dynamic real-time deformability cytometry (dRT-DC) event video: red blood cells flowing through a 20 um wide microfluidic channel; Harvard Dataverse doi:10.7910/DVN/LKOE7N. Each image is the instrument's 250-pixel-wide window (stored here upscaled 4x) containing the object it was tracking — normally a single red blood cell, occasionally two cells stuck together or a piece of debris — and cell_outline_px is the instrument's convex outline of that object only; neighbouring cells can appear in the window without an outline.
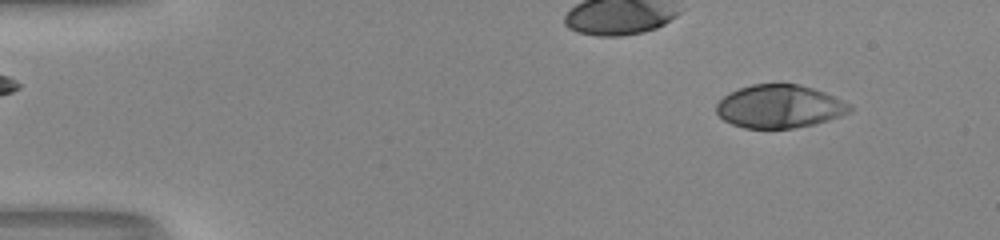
{"species": "human", "species_latin": "Homo sapiens", "temperature_condition": "room temperature", "stored_images_in_passage": 52, "camera_frame_rate_fps": 3000, "um_per_image_px": 0.085, "donor": {"sex": "male"}, "frame": {"image": 1, "passage_image": 5, "time_ms": 1.333, "image_size_px": [1000, 240], "cell_outline_px": [[852, 112], [816, 124], [792, 128], [744, 128], [732, 124], [724, 120], [716, 112], [716, 104], [724, 96], [740, 88], [752, 84], [800, 84], [824, 92], [852, 104]], "centroid_in_image_um": [66.28, 9.05], "position_along_channel_um": 18.7, "area_um2": 33.52}}
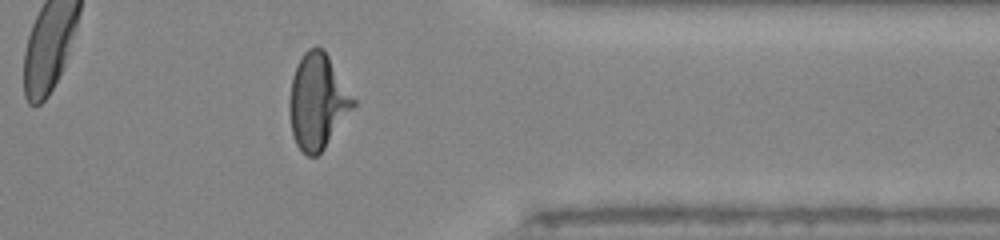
{"frame": {"image": 2, "passage_image": 42, "time_ms": 13.667, "image_size_px": [1000, 240], "cell_outline_px": [[356, 104], [324, 148], [316, 156], [308, 156], [296, 144], [292, 136], [288, 108], [288, 104], [292, 76], [296, 64], [304, 52], [308, 48], [316, 44], [324, 48], [356, 100]], "centroid_in_image_um": [26.97, 8.57], "position_along_channel_um": 384.4, "area_um2": 35.66}}
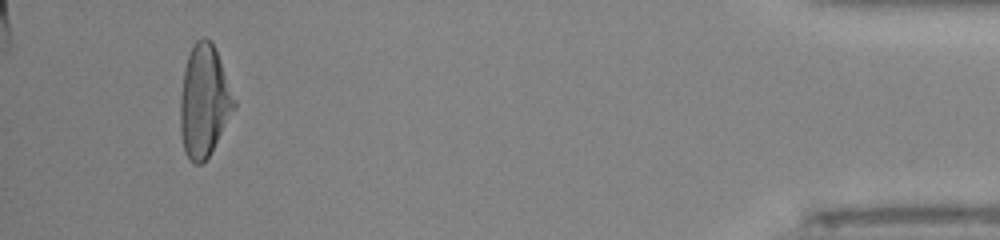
{"frame": {"image": 3, "passage_image": 49, "time_ms": 16.0, "image_size_px": [1000, 240], "cell_outline_px": [[236, 104], [208, 156], [200, 164], [196, 164], [184, 152], [180, 132], [180, 96], [184, 68], [188, 56], [196, 40], [200, 36], [204, 36], [216, 48], [236, 100]], "centroid_in_image_um": [17.33, 8.54], "position_along_channel_um": 417.9, "area_um2": 34.68}, "authors_computed_cell_mechanics": {"area_um2": 34.6222, "velocity_mm_per_s": 4.0165, "shape_relaxation_time_tau1_ms": 4.6815, "shape_relaxation_time_tau2_ms": null, "deformation_change_tau1": 0.2401, "deformation_change_tau2": null}}